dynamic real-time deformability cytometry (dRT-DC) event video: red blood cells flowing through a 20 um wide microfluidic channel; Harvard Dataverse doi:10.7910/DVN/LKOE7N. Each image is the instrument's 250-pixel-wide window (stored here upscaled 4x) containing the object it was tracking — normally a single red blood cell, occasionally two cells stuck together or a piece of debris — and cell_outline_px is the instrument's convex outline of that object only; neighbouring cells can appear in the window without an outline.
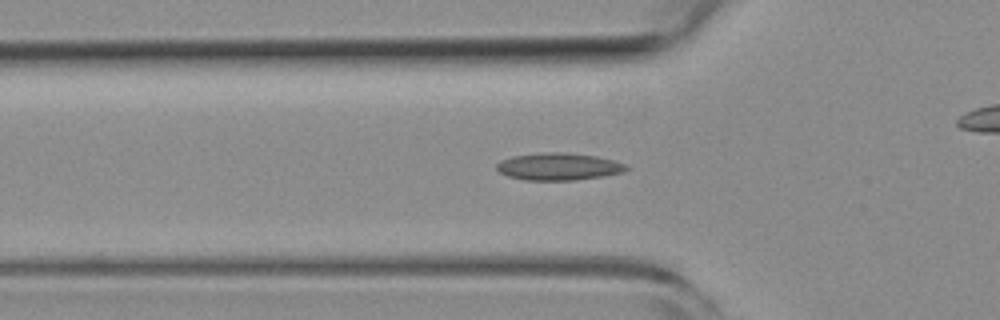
{"species": "common noctule bat (a hibernating species)", "species_latin": "Nyctalus noctula", "temperature_condition": "room temperature", "stored_images_in_passage": 40, "camera_frame_rate_fps": 3000, "um_per_image_px": 0.085, "animal": {"sex": "female", "body_mass_g": 19.3, "forearm_length_mm": 54.1}, "frame": {"image": 1, "passage_image": 3, "time_ms": 0.667, "image_size_px": [1000, 320], "cell_outline_px": [[632, 168], [624, 172], [604, 176], [576, 180], [524, 180], [508, 176], [500, 172], [496, 168], [496, 164], [500, 160], [512, 156], [544, 152], [564, 152], [596, 156], [612, 160], [624, 164]], "centroid_in_image_um": [47.49, 14.16], "position_along_channel_um": 78.3, "area_um2": 20.69}}
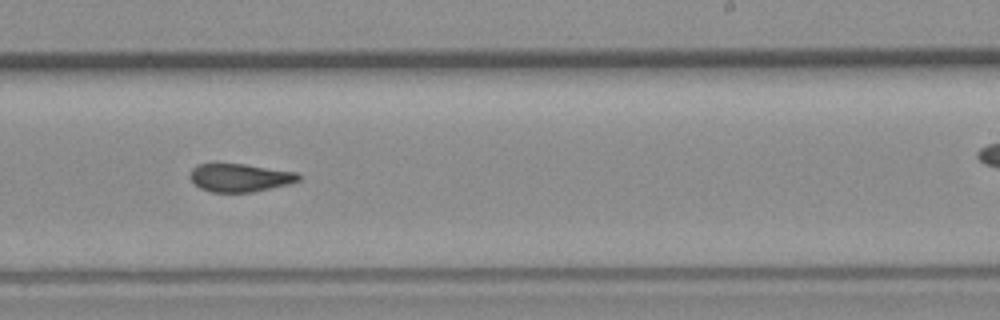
{"frame": {"image": 2, "passage_image": 18, "time_ms": 5.667, "image_size_px": [1000, 320], "cell_outline_px": [[300, 180], [288, 184], [252, 192], [212, 192], [200, 188], [188, 176], [192, 168], [196, 164], [212, 160], [216, 160], [244, 164], [296, 172], [300, 176]], "centroid_in_image_um": [20.29, 15.05], "position_along_channel_um": 268.7, "area_um2": 18.38}}
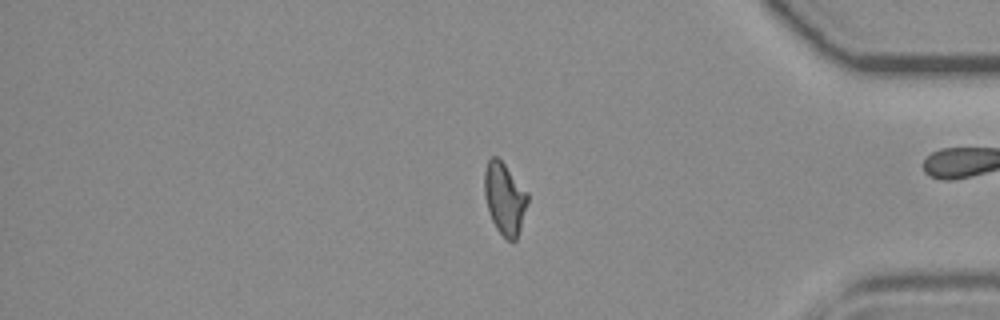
{"frame": {"image": 3, "passage_image": 30, "time_ms": 9.667, "image_size_px": [1000, 320], "cell_outline_px": [[528, 200], [520, 228], [516, 240], [508, 240], [496, 228], [492, 220], [488, 208], [484, 192], [484, 172], [488, 160], [492, 156], [496, 156], [504, 164], [528, 192]], "centroid_in_image_um": [42.89, 16.85], "position_along_channel_um": 392.3, "area_um2": 17.74}, "authors_computed_cell_mechanics": {"area_um2": 18.4093, "velocity_mm_per_s": 3.7978, "shape_relaxation_time_tau1_ms": null, "shape_relaxation_time_tau2_ms": 2.7111, "deformation_change_tau1": null, "deformation_change_tau2": 0.0929}}